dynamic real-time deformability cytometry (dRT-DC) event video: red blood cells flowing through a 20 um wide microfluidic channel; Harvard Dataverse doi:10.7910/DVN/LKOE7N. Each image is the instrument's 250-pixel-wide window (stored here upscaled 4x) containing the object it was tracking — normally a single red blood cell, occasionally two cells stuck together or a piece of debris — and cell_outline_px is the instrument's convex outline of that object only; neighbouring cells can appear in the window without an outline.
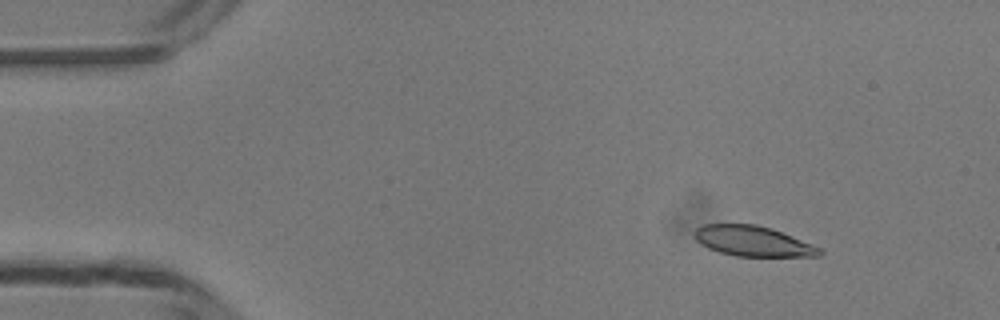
{"species": "common noctule bat (a hibernating species)", "species_latin": "Nyctalus noctula", "temperature_condition": "room temperature", "stored_images_in_passage": 45, "camera_frame_rate_fps": 3000, "um_per_image_px": 0.085, "animal": {"sex": "male", "body_mass_g": 13.3}, "frame": {"image": 1, "passage_image": 2, "time_ms": 0.333, "image_size_px": [1000, 320], "cell_outline_px": [[824, 252], [820, 256], [736, 256], [720, 252], [708, 248], [700, 244], [696, 240], [692, 232], [696, 228], [704, 224], [756, 224], [772, 228], [812, 244], [820, 248]], "centroid_in_image_um": [63.97, 20.49], "position_along_channel_um": 21.0, "area_um2": 22.14}}
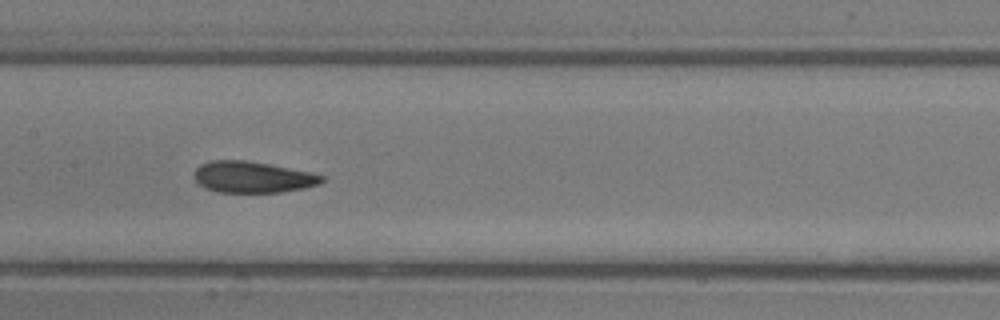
{"frame": {"image": 2, "passage_image": 20, "time_ms": 6.333, "image_size_px": [1000, 320], "cell_outline_px": [[324, 180], [320, 184], [304, 188], [280, 192], [220, 192], [204, 188], [192, 176], [196, 168], [200, 164], [212, 160], [244, 160], [268, 164], [308, 172], [324, 176]], "centroid_in_image_um": [21.43, 15.05], "position_along_channel_um": 186.0, "area_um2": 23.12}}
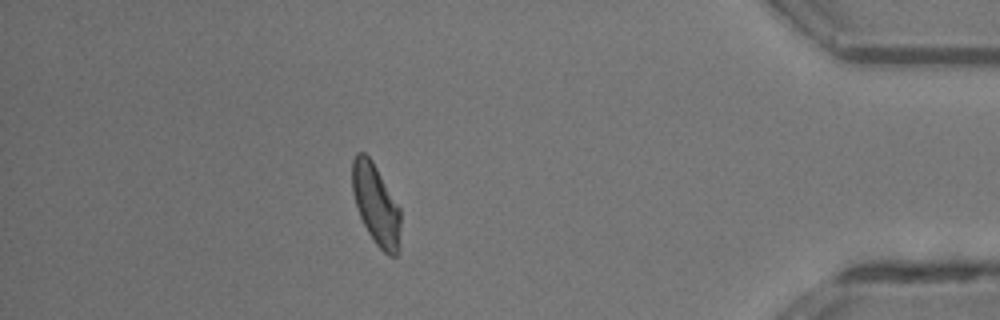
{"frame": {"image": 3, "passage_image": 39, "time_ms": 12.667, "image_size_px": [1000, 320], "cell_outline_px": [[400, 248], [396, 256], [388, 256], [376, 244], [368, 232], [360, 216], [352, 192], [352, 160], [356, 152], [364, 152], [372, 160], [400, 208]], "centroid_in_image_um": [31.96, 17.39], "position_along_channel_um": 403.2, "area_um2": 22.72}, "authors_computed_cell_mechanics": {"area_um2": 23.12, "velocity_mm_per_s": 4.1862, "shape_relaxation_time_tau1_ms": 9.9862, "shape_relaxation_time_tau2_ms": 2.2593, "deformation_change_tau1": 0.2562, "deformation_change_tau2": 0.0937}}